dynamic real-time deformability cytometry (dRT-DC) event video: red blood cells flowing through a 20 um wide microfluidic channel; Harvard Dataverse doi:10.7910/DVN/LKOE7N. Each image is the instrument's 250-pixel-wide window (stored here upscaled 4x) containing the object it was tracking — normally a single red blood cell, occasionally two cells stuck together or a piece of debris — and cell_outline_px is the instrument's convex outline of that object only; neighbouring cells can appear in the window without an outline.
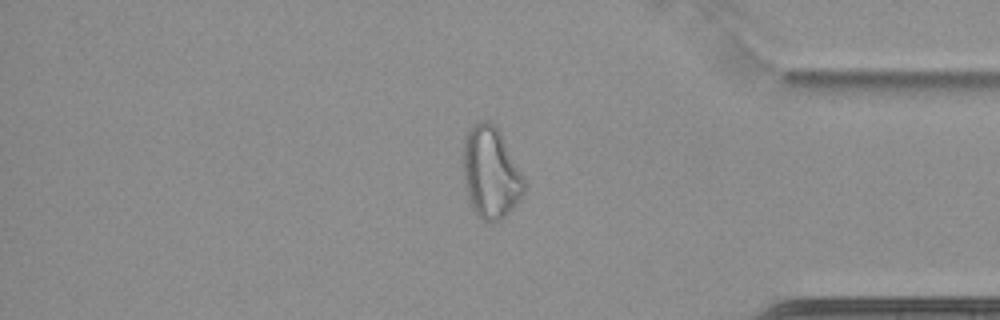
{"species": "common noctule bat (a hibernating species)", "species_latin": "Nyctalus noctula", "temperature_condition": "cold", "stored_images_in_passage": 63, "camera_frame_rate_fps": 3000, "um_per_image_px": 0.085, "animal": {"sex": "female", "body_mass_g": 22.7, "forearm_length_mm": 54.2}, "frame": {"image": 1, "passage_image": 54, "time_ms": 17.667, "image_size_px": [1000, 320], "cell_outline_px": [[524, 192], [512, 208], [500, 220], [492, 224], [488, 224], [472, 208], [468, 196], [464, 180], [464, 136], [468, 128], [472, 124], [480, 120], [488, 120], [500, 132], [524, 176]], "centroid_in_image_um": [41.7, 14.66], "position_along_channel_um": 393.5, "area_um2": 32.37}}